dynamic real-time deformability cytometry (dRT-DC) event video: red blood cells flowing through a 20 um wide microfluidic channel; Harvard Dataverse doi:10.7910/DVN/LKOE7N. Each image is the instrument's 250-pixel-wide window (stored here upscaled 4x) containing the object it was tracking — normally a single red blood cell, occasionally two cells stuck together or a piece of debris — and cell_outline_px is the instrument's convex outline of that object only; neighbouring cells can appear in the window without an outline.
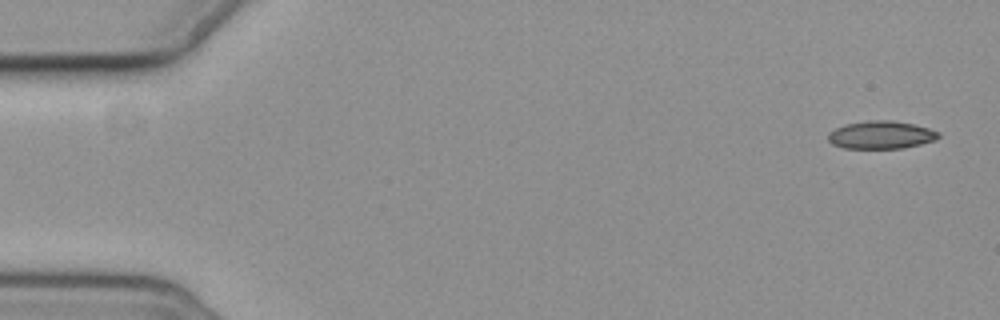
{"species": "common noctule bat (a hibernating species)", "species_latin": "Nyctalus noctula", "temperature_condition": "cold", "stored_images_in_passage": 5, "camera_frame_rate_fps": 3000, "um_per_image_px": 0.085, "animal": {"sex": "female", "body_mass_g": 19.3, "forearm_length_mm": 54.1}, "frame": {"image": 1, "passage_image": 1, "time_ms": 0.0, "image_size_px": [1000, 320], "cell_outline_px": [[940, 136], [936, 140], [904, 148], [844, 148], [832, 144], [828, 140], [828, 132], [844, 124], [868, 120], [892, 120], [912, 124], [928, 128], [940, 132]], "centroid_in_image_um": [74.88, 11.46], "position_along_channel_um": 10.1, "area_um2": 17.98}}